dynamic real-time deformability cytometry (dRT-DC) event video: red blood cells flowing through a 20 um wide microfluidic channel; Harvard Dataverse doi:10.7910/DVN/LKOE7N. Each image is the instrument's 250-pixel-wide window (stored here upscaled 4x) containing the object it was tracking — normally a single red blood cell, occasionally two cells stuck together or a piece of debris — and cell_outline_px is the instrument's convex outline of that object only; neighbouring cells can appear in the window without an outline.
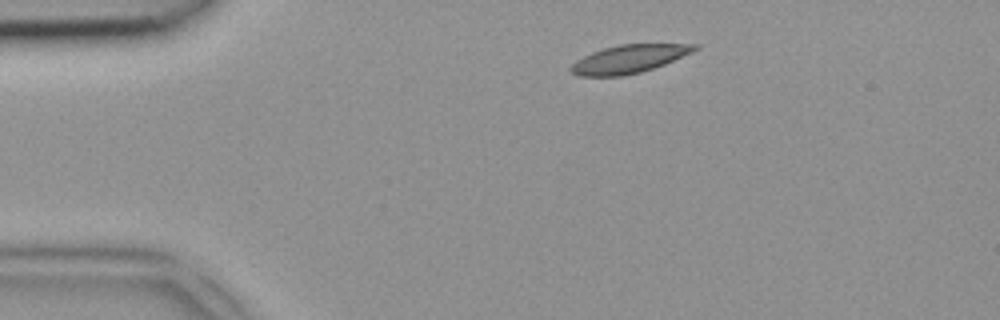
{"species": "common noctule bat (a hibernating species)", "species_latin": "Nyctalus noctula", "temperature_condition": "room temperature", "stored_images_in_passage": 39, "camera_frame_rate_fps": 3000, "um_per_image_px": 0.085, "animal": {"sex": "female", "body_mass_g": 18.4}, "frame": {"image": 1, "passage_image": 1, "time_ms": 0.0, "image_size_px": [1000, 320], "cell_outline_px": [[700, 48], [692, 52], [664, 64], [640, 72], [624, 76], [580, 76], [572, 72], [568, 68], [576, 60], [592, 52], [604, 48], [620, 44], [700, 44]], "centroid_in_image_um": [53.46, 5.01], "position_along_channel_um": 31.5, "area_um2": 20.17}}
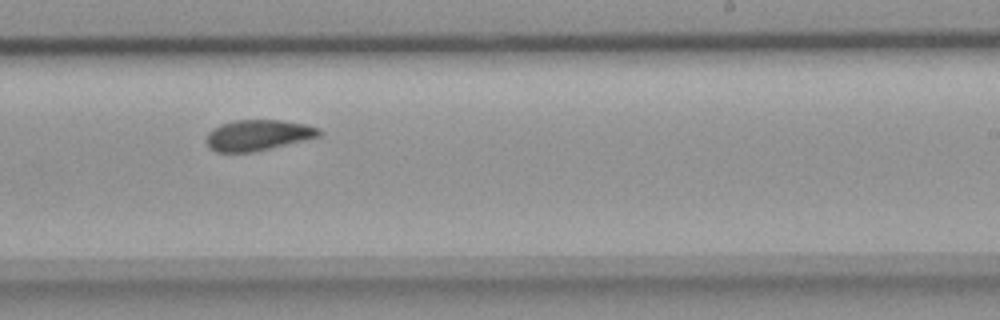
{"frame": {"image": 2, "passage_image": 21, "time_ms": 6.667, "image_size_px": [1000, 320], "cell_outline_px": [[324, 132], [320, 136], [304, 140], [252, 152], [216, 152], [208, 148], [204, 140], [208, 132], [212, 128], [220, 124], [236, 120], [280, 120], [304, 124], [320, 128]], "centroid_in_image_um": [21.88, 11.49], "position_along_channel_um": 267.1, "area_um2": 20.35}}
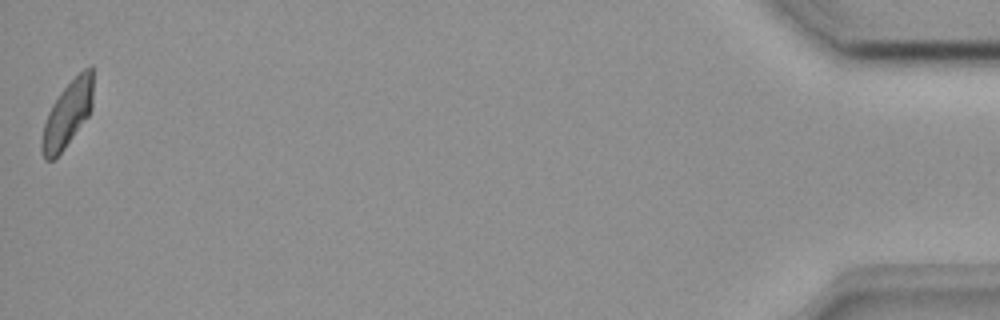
{"frame": {"image": 3, "passage_image": 39, "time_ms": 12.667, "image_size_px": [1000, 320], "cell_outline_px": [[92, 108], [88, 116], [64, 148], [52, 160], [44, 160], [40, 148], [40, 140], [44, 124], [48, 112], [52, 104], [60, 92], [84, 68], [92, 64]], "centroid_in_image_um": [5.71, 9.71], "position_along_channel_um": 429.5, "area_um2": 19.48}}